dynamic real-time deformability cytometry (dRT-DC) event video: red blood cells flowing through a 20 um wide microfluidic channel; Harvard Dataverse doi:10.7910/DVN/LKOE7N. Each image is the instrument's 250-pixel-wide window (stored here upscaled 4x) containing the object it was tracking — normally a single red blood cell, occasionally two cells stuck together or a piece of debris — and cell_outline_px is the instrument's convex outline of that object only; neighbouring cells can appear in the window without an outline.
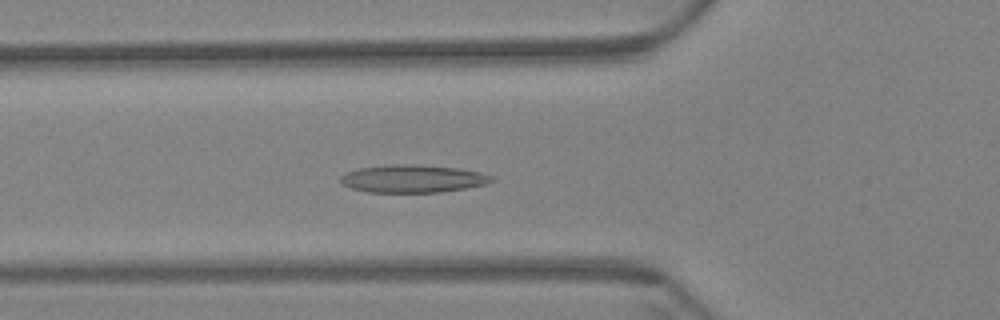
{"species": "Egyptian fruit bat (a non-hibernating species)", "species_latin": "Rousettus aegyptiacus", "temperature_condition": "warm", "stored_images_in_passage": 61, "camera_frame_rate_fps": 3000, "um_per_image_px": 0.085, "animal": {"sex": "female"}, "frame": {"image": 1, "passage_image": 22, "time_ms": 7.0, "image_size_px": [1000, 320], "cell_outline_px": [[496, 180], [484, 184], [468, 188], [440, 192], [368, 192], [352, 188], [344, 184], [340, 180], [340, 176], [348, 172], [360, 168], [392, 164], [412, 164], [456, 168], [480, 172], [496, 176]], "centroid_in_image_um": [35.14, 15.19], "position_along_channel_um": 90.7, "area_um2": 24.33}}
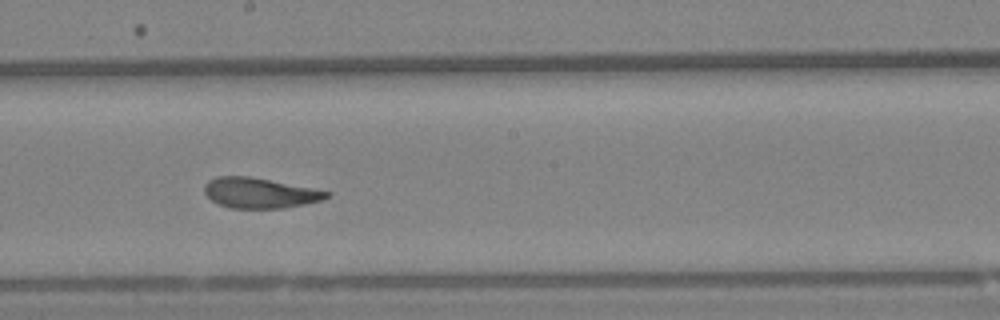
{"frame": {"image": 2, "passage_image": 34, "time_ms": 11.0, "image_size_px": [1000, 320], "cell_outline_px": [[332, 192], [324, 200], [284, 208], [232, 208], [220, 204], [212, 200], [204, 192], [204, 184], [208, 180], [216, 176], [252, 176]], "centroid_in_image_um": [22.08, 16.39], "position_along_channel_um": 226.1, "area_um2": 21.62}}
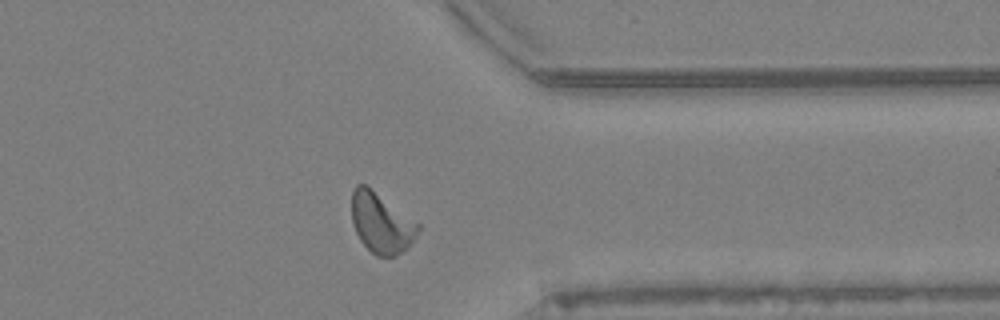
{"frame": {"image": 3, "passage_image": 48, "time_ms": 15.667, "image_size_px": [1000, 320], "cell_outline_px": [[420, 228], [416, 236], [408, 248], [396, 256], [376, 256], [360, 240], [356, 232], [352, 220], [352, 192], [356, 184], [364, 184], [420, 224]], "centroid_in_image_um": [32.41, 18.98], "position_along_channel_um": 379.0, "area_um2": 22.95}, "authors_computed_cell_mechanics": {"area_um2": 22.8888, "velocity_mm_per_s": 3.3922, "shape_relaxation_time_tau1_ms": 7.2748, "shape_relaxation_time_tau2_ms": 1.0016, "deformation_change_tau1": 0.2101, "deformation_change_tau2": 0.0847}}